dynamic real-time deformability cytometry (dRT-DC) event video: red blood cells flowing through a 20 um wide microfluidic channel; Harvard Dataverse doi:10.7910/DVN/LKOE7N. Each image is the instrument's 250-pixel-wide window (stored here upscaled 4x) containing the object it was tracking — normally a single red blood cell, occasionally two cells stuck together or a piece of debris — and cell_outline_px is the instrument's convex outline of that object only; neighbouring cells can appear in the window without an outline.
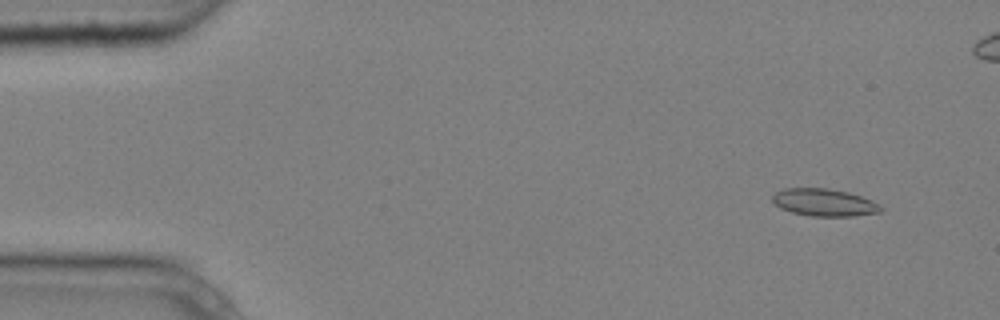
{"species": "common noctule bat (a hibernating species)", "species_latin": "Nyctalus noctula", "temperature_condition": "cold", "stored_images_in_passage": 4, "camera_frame_rate_fps": 3000, "um_per_image_px": 0.085, "animal": {"sex": "male", "body_mass_g": 20.4}, "frame": {"image": 1, "passage_image": 1, "time_ms": 0.0, "image_size_px": [1000, 320], "cell_outline_px": [[884, 208], [880, 212], [852, 216], [812, 216], [792, 212], [780, 208], [772, 200], [772, 196], [776, 192], [784, 188], [828, 188], [848, 192], [872, 200], [880, 204]], "centroid_in_image_um": [70.07, 17.2], "position_along_channel_um": 14.9, "area_um2": 17.28}}